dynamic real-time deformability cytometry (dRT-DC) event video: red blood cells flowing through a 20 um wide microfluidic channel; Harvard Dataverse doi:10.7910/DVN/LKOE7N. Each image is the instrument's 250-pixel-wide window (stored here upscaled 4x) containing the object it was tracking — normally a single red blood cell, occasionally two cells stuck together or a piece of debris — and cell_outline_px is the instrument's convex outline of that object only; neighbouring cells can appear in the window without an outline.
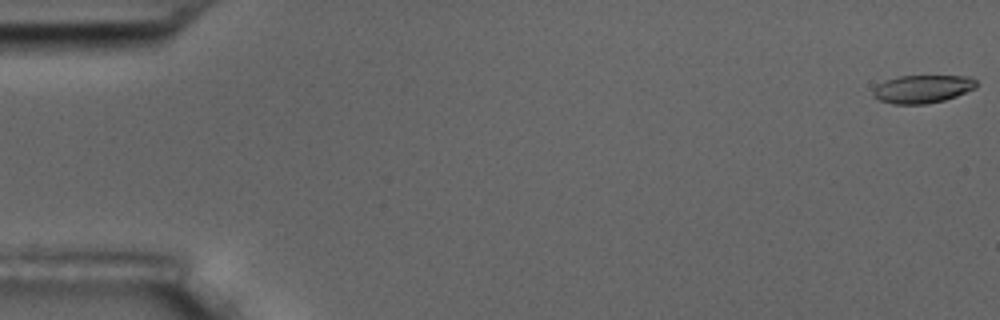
{"species": "common noctule bat (a hibernating species)", "species_latin": "Nyctalus noctula", "temperature_condition": "room temperature", "stored_images_in_passage": 57, "camera_frame_rate_fps": 3000, "um_per_image_px": 0.085, "animal": {"sex": "male", "body_mass_g": 17.5, "forearm_length_mm": 52.3}, "frame": {"image": 1, "passage_image": 1, "time_ms": 0.0, "image_size_px": [1000, 320], "cell_outline_px": [[976, 88], [956, 96], [944, 100], [924, 104], [892, 104], [880, 100], [872, 96], [872, 92], [876, 84], [884, 80], [900, 76], [972, 76], [976, 80]], "centroid_in_image_um": [78.39, 7.56], "position_along_channel_um": 6.6, "area_um2": 16.99}}
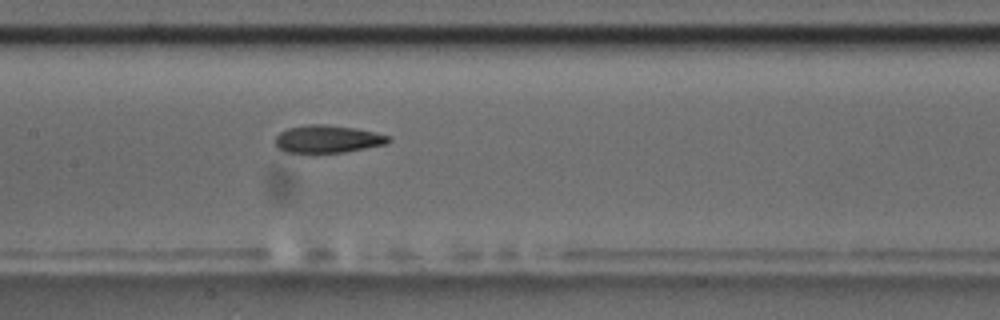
{"frame": {"image": 2, "passage_image": 28, "time_ms": 9.0, "image_size_px": [1000, 320], "cell_outline_px": [[392, 140], [384, 144], [344, 152], [284, 152], [276, 148], [276, 136], [280, 132], [288, 128], [308, 124], [324, 124], [356, 128], [388, 136]], "centroid_in_image_um": [27.8, 11.81], "position_along_channel_um": 179.6, "area_um2": 17.98}}
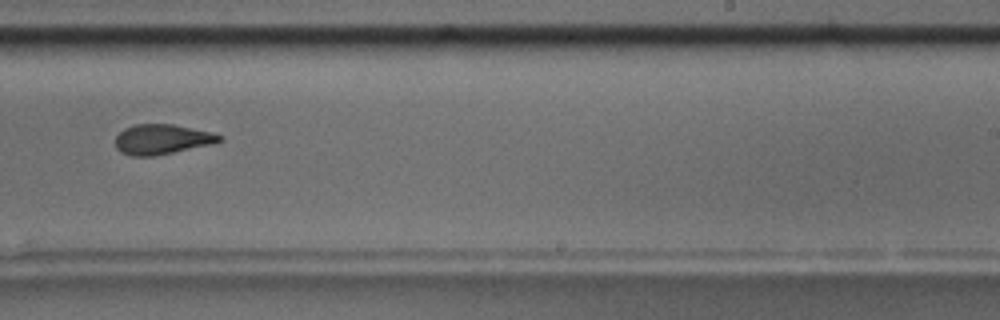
{"frame": {"image": 3, "passage_image": 36, "time_ms": 11.667, "image_size_px": [1000, 320], "cell_outline_px": [[224, 140], [212, 144], [152, 156], [132, 156], [120, 152], [116, 148], [116, 136], [124, 128], [136, 124], [172, 124], [212, 132], [224, 136]], "centroid_in_image_um": [13.78, 11.83], "position_along_channel_um": 275.2, "area_um2": 18.15}, "authors_computed_cell_mechanics": {"area_um2": 18.785, "velocity_mm_per_s": 3.5924, "shape_relaxation_time_tau1_ms": 6.1324, "shape_relaxation_time_tau2_ms": 3.7199, "deformation_change_tau1": 0.1924, "deformation_change_tau2": 0.1207}}